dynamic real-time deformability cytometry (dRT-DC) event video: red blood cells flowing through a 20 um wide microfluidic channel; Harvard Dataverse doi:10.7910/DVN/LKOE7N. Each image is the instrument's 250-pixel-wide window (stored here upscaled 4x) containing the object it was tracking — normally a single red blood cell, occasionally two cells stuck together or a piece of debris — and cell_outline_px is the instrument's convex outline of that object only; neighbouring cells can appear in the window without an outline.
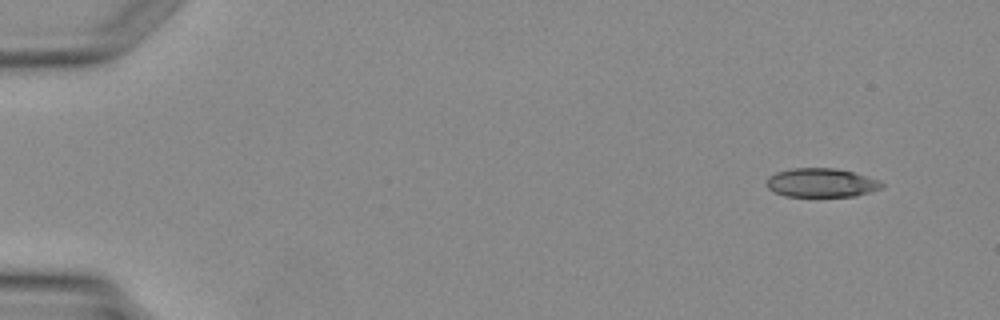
{"species": "Egyptian fruit bat (a non-hibernating species)", "species_latin": "Rousettus aegyptiacus", "temperature_condition": "warm", "stored_images_in_passage": 4, "camera_frame_rate_fps": 3000, "um_per_image_px": 0.085, "animal": {"sex": "female"}, "frame": {"image": 1, "passage_image": 1, "time_ms": 0.0, "image_size_px": [1000, 320], "cell_outline_px": [[884, 188], [856, 196], [784, 196], [768, 188], [768, 176], [776, 172], [792, 168], [832, 168], [852, 172], [880, 180], [884, 184]], "centroid_in_image_um": [69.85, 15.53], "position_along_channel_um": 15.2, "area_um2": 19.31}}
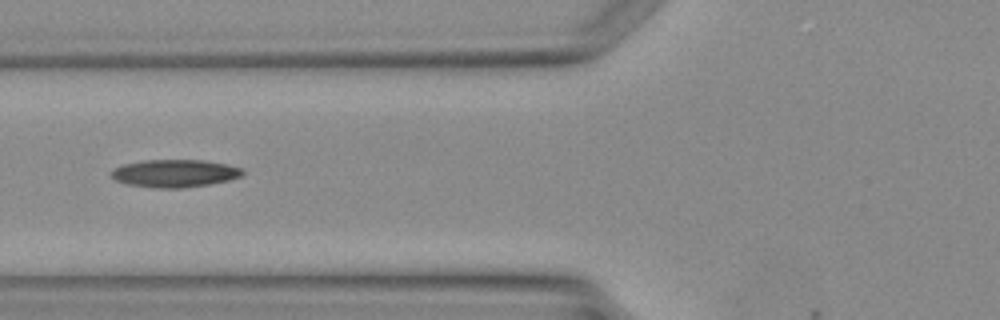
{"frame": {"image": 2, "passage_image": 4, "time_ms": 4.333, "image_size_px": [1000, 320], "cell_outline_px": [[244, 176], [228, 180], [208, 184], [180, 188], [156, 188], [128, 184], [116, 180], [112, 176], [112, 172], [116, 168], [124, 164], [144, 160], [204, 160], [228, 164], [240, 168], [244, 172]], "centroid_in_image_um": [14.9, 14.73], "position_along_channel_um": 110.9, "area_um2": 20.98}}